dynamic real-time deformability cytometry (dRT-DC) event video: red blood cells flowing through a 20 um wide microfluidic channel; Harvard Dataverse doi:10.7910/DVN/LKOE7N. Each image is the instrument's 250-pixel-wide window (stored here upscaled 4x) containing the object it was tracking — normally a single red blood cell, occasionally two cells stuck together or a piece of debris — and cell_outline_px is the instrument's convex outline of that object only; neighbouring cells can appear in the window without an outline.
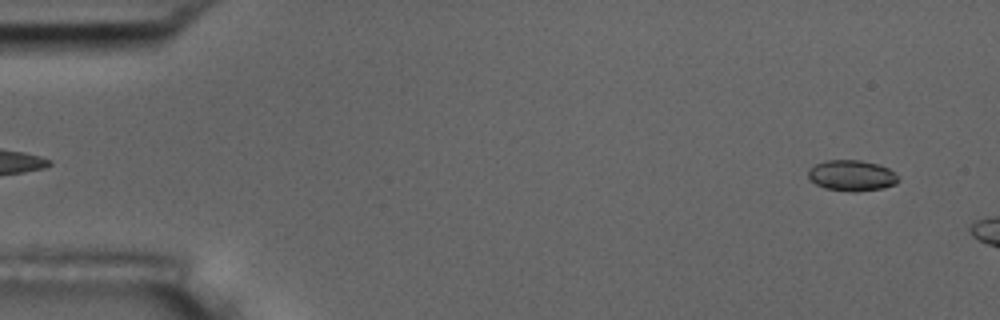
{"species": "common noctule bat (a hibernating species)", "species_latin": "Nyctalus noctula", "temperature_condition": "room temperature", "stored_images_in_passage": 5, "camera_frame_rate_fps": 3000, "um_per_image_px": 0.085, "animal": {"sex": "male", "body_mass_g": 17.5, "forearm_length_mm": 52.3}, "frame": {"image": 1, "passage_image": 5, "time_ms": 4.667, "image_size_px": [1000, 320], "cell_outline_px": [[900, 180], [896, 184], [884, 188], [856, 192], [852, 192], [824, 188], [816, 184], [808, 176], [808, 172], [816, 164], [824, 160], [860, 160], [880, 164], [888, 168], [900, 176]], "centroid_in_image_um": [72.46, 14.92], "position_along_channel_um": 12.5, "area_um2": 16.36}}